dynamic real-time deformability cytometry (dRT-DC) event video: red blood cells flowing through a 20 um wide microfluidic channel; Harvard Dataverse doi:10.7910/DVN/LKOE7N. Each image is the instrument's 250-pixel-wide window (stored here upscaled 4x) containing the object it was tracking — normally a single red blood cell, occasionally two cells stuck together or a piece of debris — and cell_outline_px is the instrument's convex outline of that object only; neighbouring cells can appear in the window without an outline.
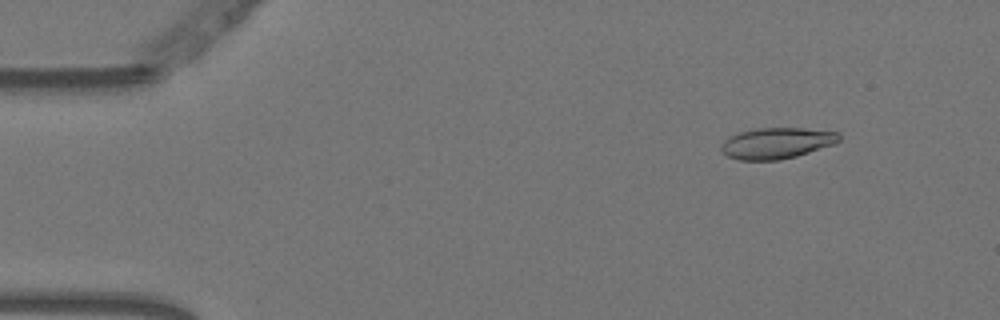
{"species": "Egyptian fruit bat (a non-hibernating species)", "species_latin": "Rousettus aegyptiacus", "temperature_condition": "warm", "stored_images_in_passage": 14, "camera_frame_rate_fps": 3000, "um_per_image_px": 0.085, "animal": {"sex": "female"}, "frame": {"image": 1, "passage_image": 1, "time_ms": 0.0, "image_size_px": [1000, 320], "cell_outline_px": [[840, 140], [836, 144], [796, 156], [780, 160], [740, 160], [728, 156], [720, 152], [720, 144], [728, 136], [740, 132], [756, 128], [800, 128], [840, 132]], "centroid_in_image_um": [66.0, 12.17], "position_along_channel_um": 19.0, "area_um2": 21.56}}
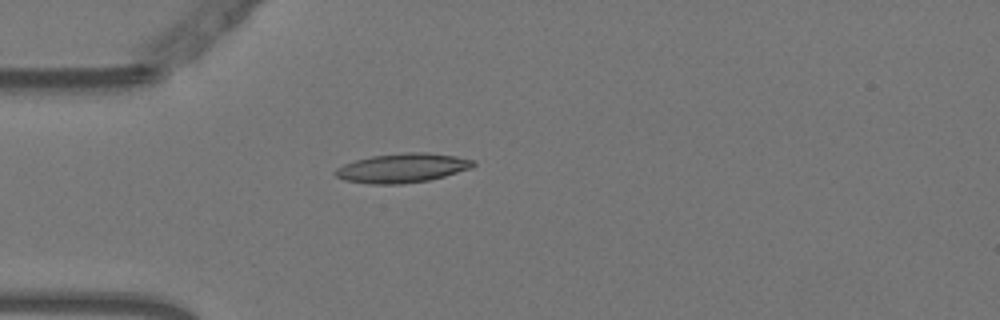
{"frame": {"image": 2, "passage_image": 10, "time_ms": 3.0, "image_size_px": [1000, 320], "cell_outline_px": [[476, 164], [472, 168], [444, 176], [428, 180], [400, 184], [368, 184], [344, 180], [336, 176], [332, 172], [336, 168], [344, 164], [356, 160], [372, 156], [404, 152], [428, 152], [456, 156], [476, 160]], "centroid_in_image_um": [34.2, 14.27], "position_along_channel_um": 50.8, "area_um2": 23.64}}